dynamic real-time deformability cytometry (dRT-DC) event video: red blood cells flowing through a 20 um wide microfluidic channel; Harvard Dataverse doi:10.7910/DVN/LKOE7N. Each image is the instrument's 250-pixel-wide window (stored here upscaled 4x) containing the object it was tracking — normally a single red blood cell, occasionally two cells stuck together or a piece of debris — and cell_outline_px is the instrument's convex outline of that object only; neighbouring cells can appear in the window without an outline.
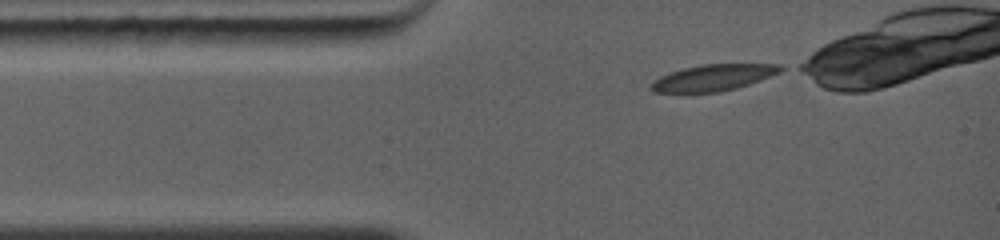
{"species": "common noctule bat (a hibernating species)", "species_latin": "Nyctalus noctula", "temperature_condition": "warm", "stored_images_in_passage": 18, "camera_frame_rate_fps": 5000, "um_per_image_px": 0.085, "animal": {"sex": "female", "body_mass_g": 19.0, "forearm_length_mm": 56.7}, "frame": {"image": 1, "passage_image": 1, "time_ms": 0.0, "image_size_px": [1000, 240], "cell_outline_px": [[788, 68], [780, 72], [748, 84], [736, 88], [720, 92], [652, 92], [648, 88], [660, 76], [668, 72], [700, 64], [784, 64]], "centroid_in_image_um": [60.66, 6.58], "position_along_channel_um": 24.3, "area_um2": 19.88}}
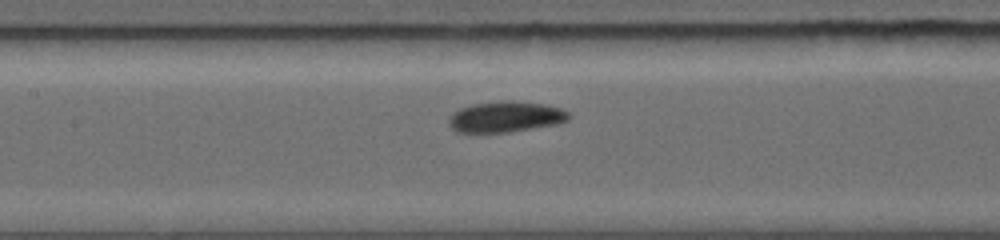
{"frame": {"image": 2, "passage_image": 10, "time_ms": 3.8, "image_size_px": [1000, 240], "cell_outline_px": [[572, 116], [568, 120], [556, 124], [512, 132], [480, 136], [456, 132], [448, 124], [448, 120], [460, 108], [472, 104], [500, 100], [512, 100], [544, 104], [560, 108], [568, 112]], "centroid_in_image_um": [42.93, 9.97], "position_along_channel_um": 164.5, "area_um2": 22.43}}
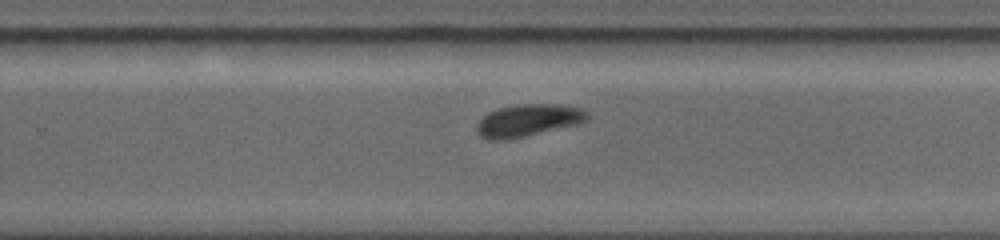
{"frame": {"image": 3, "passage_image": 17, "time_ms": 6.6, "image_size_px": [1000, 240], "cell_outline_px": [[588, 116], [580, 124], [524, 136], [504, 140], [488, 140], [480, 136], [476, 132], [476, 124], [488, 112], [500, 108], [516, 104], [560, 104], [580, 108], [588, 112]], "centroid_in_image_um": [44.86, 10.23], "position_along_channel_um": 284.9, "area_um2": 20.75}}